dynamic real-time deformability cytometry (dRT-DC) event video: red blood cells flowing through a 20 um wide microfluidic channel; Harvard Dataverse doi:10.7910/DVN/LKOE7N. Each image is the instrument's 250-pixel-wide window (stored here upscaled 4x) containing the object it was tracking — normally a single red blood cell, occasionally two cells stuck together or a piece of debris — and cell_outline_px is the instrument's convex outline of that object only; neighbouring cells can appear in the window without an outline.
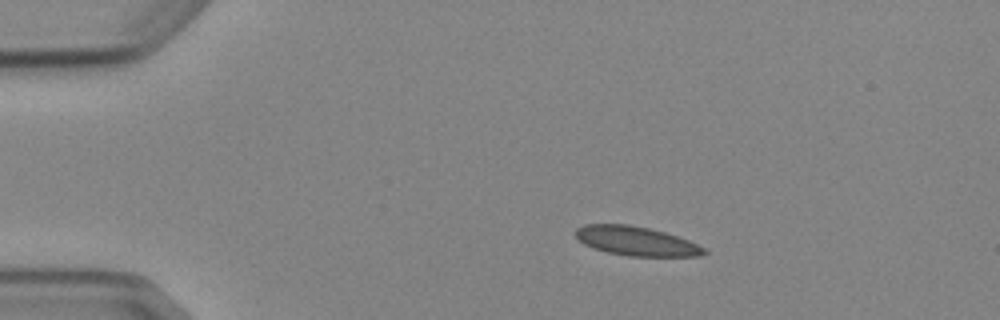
{"species": "Egyptian fruit bat (a non-hibernating species)", "species_latin": "Rousettus aegyptiacus", "temperature_condition": "cold", "stored_images_in_passage": 5, "camera_frame_rate_fps": 3000, "um_per_image_px": 0.085, "animal": {"sex": "female"}, "frame": {"image": 1, "passage_image": 2, "time_ms": 1.333, "image_size_px": [1000, 320], "cell_outline_px": [[708, 252], [700, 256], [628, 256], [608, 252], [584, 244], [576, 236], [576, 228], [584, 224], [628, 224], [648, 228], [664, 232], [688, 240], [704, 248]], "centroid_in_image_um": [54.07, 20.49], "position_along_channel_um": 30.9, "area_um2": 21.56}}
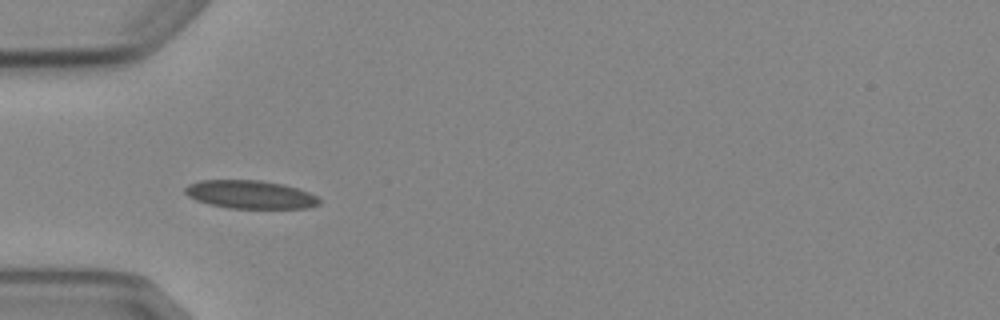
{"frame": {"image": 2, "passage_image": 4, "time_ms": 3.667, "image_size_px": [1000, 320], "cell_outline_px": [[320, 204], [308, 208], [228, 208], [208, 204], [196, 200], [188, 196], [184, 192], [184, 188], [188, 184], [200, 180], [260, 180], [284, 184], [308, 192], [316, 196], [320, 200]], "centroid_in_image_um": [21.24, 16.53], "position_along_channel_um": 63.8, "area_um2": 22.14}}
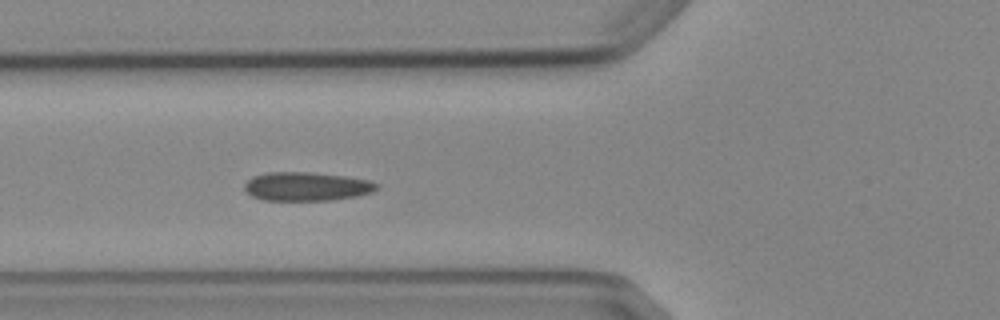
{"frame": {"image": 3, "passage_image": 5, "time_ms": 4.667, "image_size_px": [1000, 320], "cell_outline_px": [[380, 188], [372, 192], [356, 196], [332, 200], [264, 200], [252, 196], [244, 188], [244, 184], [252, 176], [268, 172], [308, 172], [344, 176], [368, 180], [380, 184]], "centroid_in_image_um": [26.08, 15.85], "position_along_channel_um": 99.7, "area_um2": 22.14}}